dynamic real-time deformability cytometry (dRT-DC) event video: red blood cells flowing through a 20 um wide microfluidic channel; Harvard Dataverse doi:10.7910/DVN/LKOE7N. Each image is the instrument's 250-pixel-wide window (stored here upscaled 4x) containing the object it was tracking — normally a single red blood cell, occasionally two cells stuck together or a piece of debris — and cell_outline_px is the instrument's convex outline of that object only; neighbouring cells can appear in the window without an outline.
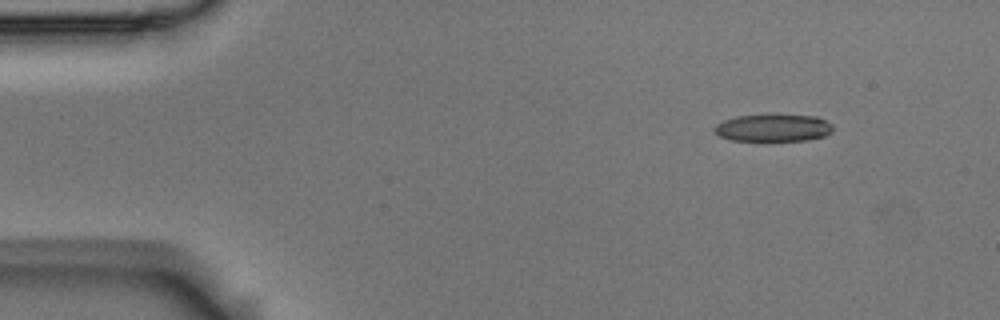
{"species": "Egyptian fruit bat (a non-hibernating species)", "species_latin": "Rousettus aegyptiacus", "temperature_condition": "room temperature", "stored_images_in_passage": 4, "segment_of_instrument_passage": [2, 2], "camera_frame_rate_fps": 3000, "um_per_image_px": 0.085, "animal": {"sex": "male"}, "frame": {"image": 1, "passage_image": 4, "time_ms": 1.0, "image_size_px": [1000, 320], "cell_outline_px": [[832, 132], [824, 136], [804, 140], [732, 140], [720, 136], [712, 128], [716, 124], [724, 120], [736, 116], [816, 116], [832, 124]], "centroid_in_image_um": [65.71, 10.88], "position_along_channel_um": 19.3, "area_um2": 18.26}}